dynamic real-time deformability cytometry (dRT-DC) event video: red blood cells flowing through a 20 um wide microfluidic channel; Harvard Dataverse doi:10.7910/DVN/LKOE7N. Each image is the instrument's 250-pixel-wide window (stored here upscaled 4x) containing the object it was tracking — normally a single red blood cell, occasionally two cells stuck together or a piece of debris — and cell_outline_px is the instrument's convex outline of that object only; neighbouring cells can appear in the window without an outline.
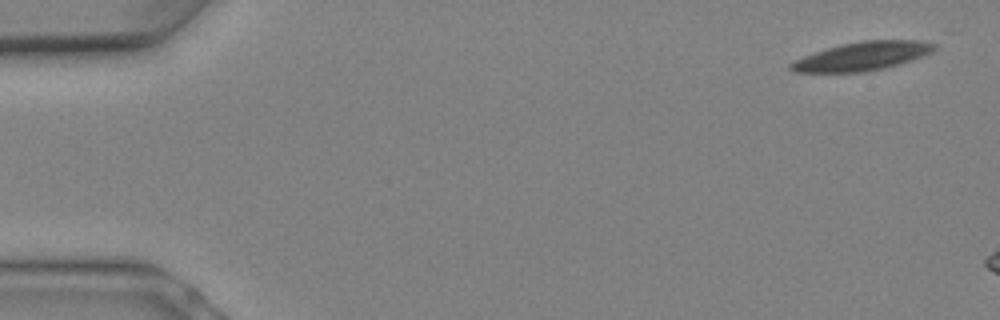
{"species": "Egyptian fruit bat (a non-hibernating species)", "species_latin": "Rousettus aegyptiacus", "temperature_condition": "warm", "stored_images_in_passage": 4, "camera_frame_rate_fps": 3000, "um_per_image_px": 0.085, "animal": {"sex": "female"}, "frame": {"image": 1, "passage_image": 1, "time_ms": 0.0, "image_size_px": [1000, 320], "cell_outline_px": [[936, 48], [932, 52], [912, 60], [900, 64], [884, 68], [864, 72], [796, 72], [788, 68], [788, 64], [812, 52], [840, 44], [860, 40], [920, 40], [936, 44]], "centroid_in_image_um": [73.29, 4.77], "position_along_channel_um": 11.7, "area_um2": 24.04}}